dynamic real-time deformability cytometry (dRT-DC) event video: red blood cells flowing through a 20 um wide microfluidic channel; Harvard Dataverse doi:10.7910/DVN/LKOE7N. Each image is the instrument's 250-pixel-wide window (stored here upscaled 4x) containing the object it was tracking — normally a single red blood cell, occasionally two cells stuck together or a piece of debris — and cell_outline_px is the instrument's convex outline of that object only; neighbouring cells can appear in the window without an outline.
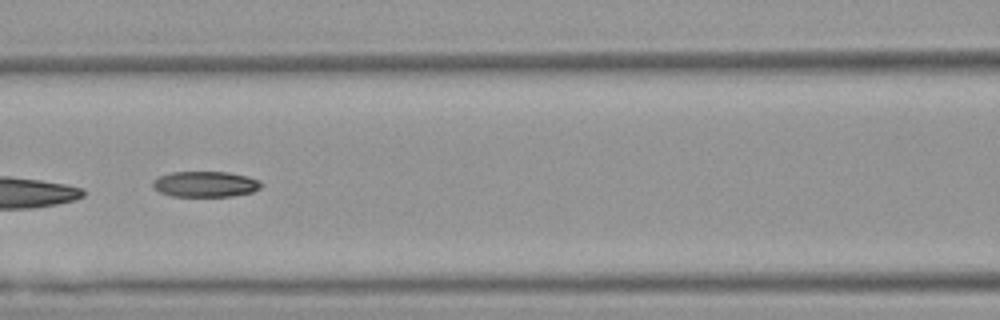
{"species": "Egyptian fruit bat (a non-hibernating species)", "species_latin": "Rousettus aegyptiacus", "temperature_condition": "warm", "stored_images_in_passage": 9, "camera_frame_rate_fps": 3000, "um_per_image_px": 0.085, "animal": {"sex": "female"}, "frame": {"image": 1, "passage_image": 6, "time_ms": 1.667, "image_size_px": [1000, 320], "cell_outline_px": [[264, 184], [260, 188], [252, 192], [232, 196], [172, 196], [160, 192], [152, 188], [152, 180], [160, 176], [172, 172], [228, 172], [248, 176], [260, 180]], "centroid_in_image_um": [17.47, 15.65], "position_along_channel_um": 149.1, "area_um2": 16.36}}
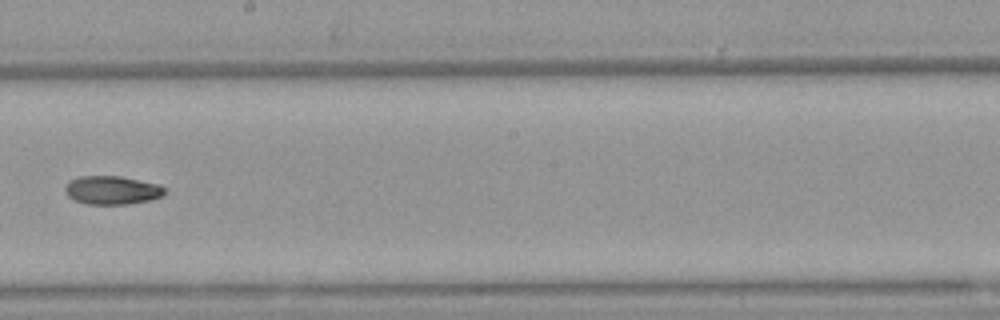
{"frame": {"image": 2, "passage_image": 8, "time_ms": 2.333, "image_size_px": [1000, 320], "cell_outline_px": [[168, 192], [164, 196], [148, 200], [128, 204], [88, 204], [76, 200], [68, 196], [64, 192], [64, 188], [72, 180], [80, 176], [120, 176], [160, 184], [168, 188]], "centroid_in_image_um": [9.6, 16.16], "position_along_channel_um": 238.6, "area_um2": 16.65}}
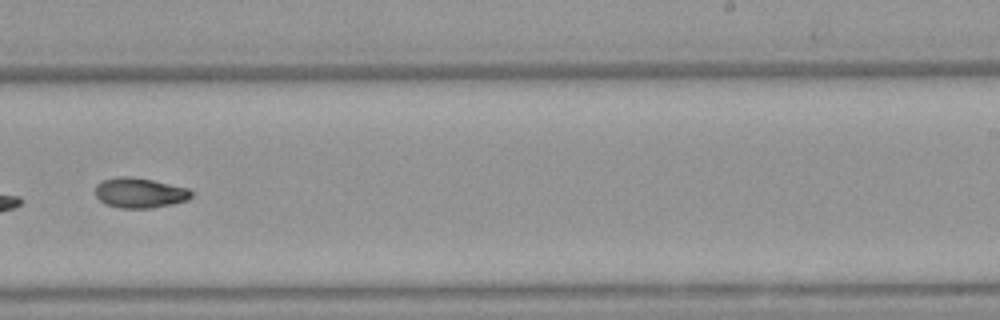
{"frame": {"image": 3, "passage_image": 9, "time_ms": 2.667, "image_size_px": [1000, 320], "cell_outline_px": [[192, 196], [188, 200], [172, 204], [152, 208], [120, 208], [104, 204], [96, 196], [96, 184], [104, 180], [116, 176], [128, 176], [152, 180], [188, 188], [192, 192]], "centroid_in_image_um": [11.87, 16.39], "position_along_channel_um": 277.1, "area_um2": 16.88}}